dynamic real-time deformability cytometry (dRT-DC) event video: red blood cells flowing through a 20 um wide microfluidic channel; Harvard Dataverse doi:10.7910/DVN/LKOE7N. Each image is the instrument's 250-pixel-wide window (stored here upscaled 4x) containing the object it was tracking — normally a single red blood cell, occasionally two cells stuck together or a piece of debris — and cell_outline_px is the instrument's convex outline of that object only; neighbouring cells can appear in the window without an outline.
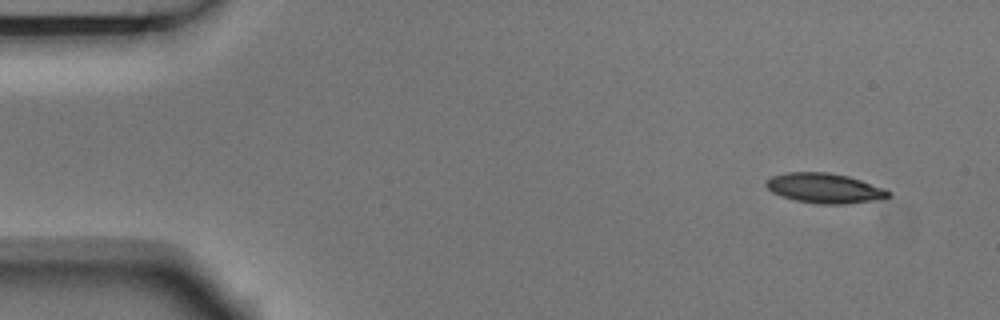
{"species": "Egyptian fruit bat (a non-hibernating species)", "species_latin": "Rousettus aegyptiacus", "temperature_condition": "room temperature", "stored_images_in_passage": 7, "camera_frame_rate_fps": 3000, "um_per_image_px": 0.085, "animal": {"sex": "male"}, "frame": {"image": 1, "passage_image": 1, "time_ms": 0.0, "image_size_px": [1000, 320], "cell_outline_px": [[892, 196], [884, 200], [844, 204], [820, 204], [796, 200], [780, 196], [772, 192], [764, 184], [772, 176], [788, 172], [828, 172], [848, 176], [884, 188], [892, 192]], "centroid_in_image_um": [70.15, 16.01], "position_along_channel_um": 14.8, "area_um2": 21.5}}
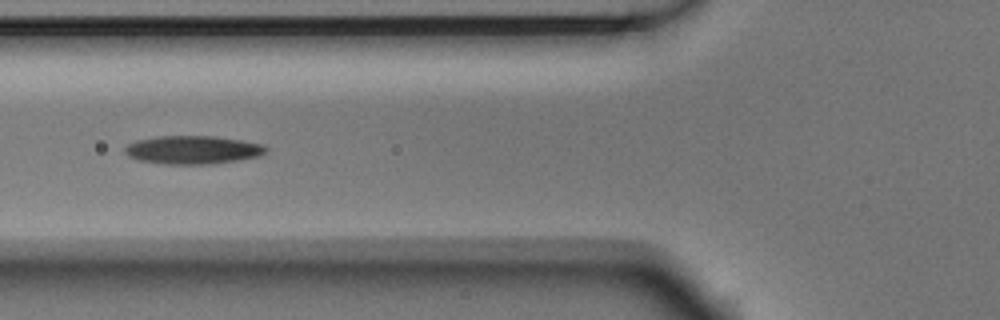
{"frame": {"image": 2, "passage_image": 5, "time_ms": 1.333, "image_size_px": [1000, 320], "cell_outline_px": [[268, 152], [260, 156], [212, 164], [168, 164], [140, 160], [128, 156], [124, 152], [124, 148], [128, 144], [136, 140], [156, 136], [216, 136], [264, 144], [268, 148]], "centroid_in_image_um": [16.41, 12.73], "position_along_channel_um": 109.4, "area_um2": 23.35}}
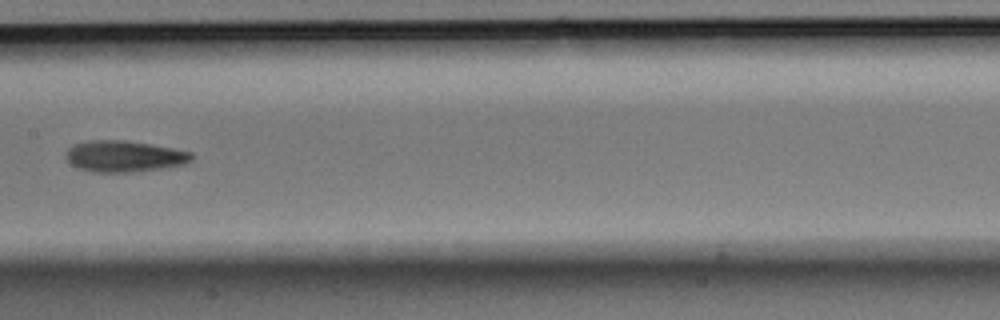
{"frame": {"image": 3, "passage_image": 7, "time_ms": 2.0, "image_size_px": [1000, 320], "cell_outline_px": [[196, 156], [192, 160], [184, 164], [160, 168], [128, 172], [92, 172], [80, 168], [72, 164], [64, 156], [68, 148], [72, 144], [88, 140], [124, 140], [172, 148], [192, 152]], "centroid_in_image_um": [10.54, 13.27], "position_along_channel_um": 196.9, "area_um2": 22.83}}